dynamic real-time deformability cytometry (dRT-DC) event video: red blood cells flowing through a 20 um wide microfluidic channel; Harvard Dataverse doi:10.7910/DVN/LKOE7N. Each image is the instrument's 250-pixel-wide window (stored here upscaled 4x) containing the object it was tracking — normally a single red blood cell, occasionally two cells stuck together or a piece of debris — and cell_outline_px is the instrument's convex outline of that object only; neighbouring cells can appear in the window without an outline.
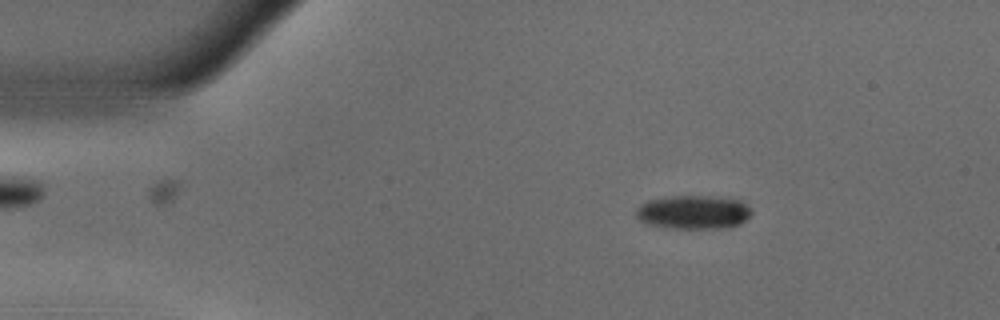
{"species": "common noctule bat (a hibernating species)", "species_latin": "Nyctalus noctula", "temperature_condition": "warm", "stored_images_in_passage": 54, "camera_frame_rate_fps": 3000, "um_per_image_px": 0.085, "animal": {"sex": "male", "body_mass_g": 18.8}, "frame": {"image": 1, "passage_image": 8, "time_ms": 2.333, "image_size_px": [1000, 320], "cell_outline_px": [[752, 212], [740, 224], [728, 228], [664, 228], [644, 224], [636, 216], [636, 208], [640, 204], [648, 200], [676, 196], [712, 196], [740, 200], [752, 208]], "centroid_in_image_um": [58.92, 18.04], "position_along_channel_um": 26.1, "area_um2": 22.89}}
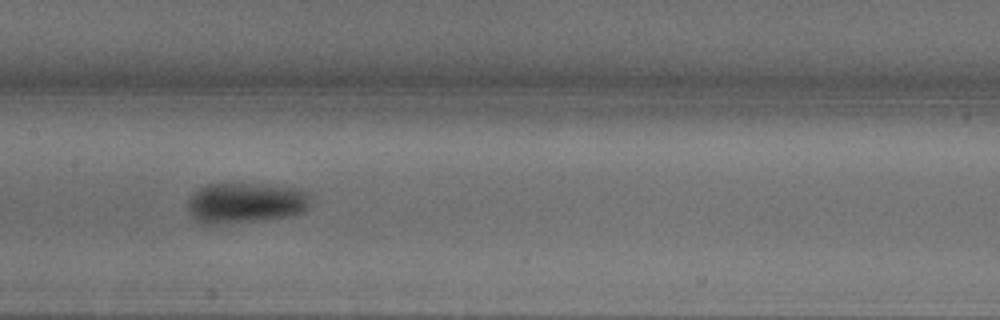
{"frame": {"image": 2, "passage_image": 26, "time_ms": 8.333, "image_size_px": [1000, 320], "cell_outline_px": [[312, 196], [308, 208], [304, 212], [292, 216], [264, 220], [228, 224], [200, 224], [188, 212], [188, 196], [192, 192], [208, 184], [264, 184], [300, 188], [308, 192]], "centroid_in_image_um": [20.9, 17.25], "position_along_channel_um": 186.5, "area_um2": 29.77}}
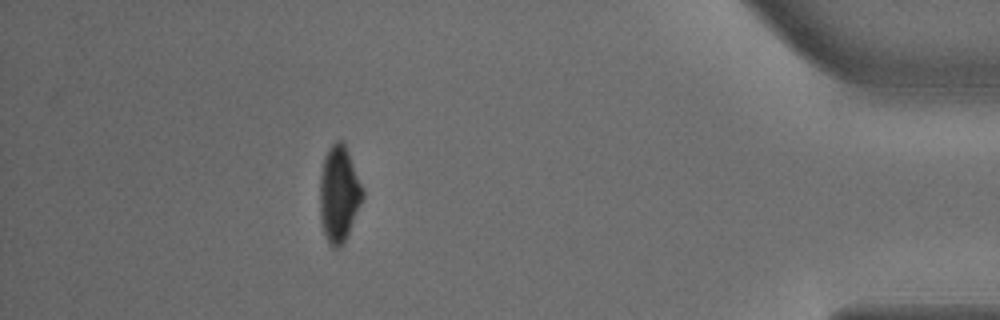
{"frame": {"image": 3, "passage_image": 48, "time_ms": 15.667, "image_size_px": [1000, 320], "cell_outline_px": [[364, 196], [344, 244], [336, 248], [332, 248], [328, 244], [320, 220], [320, 176], [324, 156], [328, 148], [336, 140], [344, 140], [364, 188]], "centroid_in_image_um": [28.82, 16.46], "position_along_channel_um": 406.4, "area_um2": 24.39}, "authors_computed_cell_mechanics": {"area_um2": 25.432, "velocity_mm_per_s": 3.6937, "shape_relaxation_time_tau1_ms": 2.9763, "shape_relaxation_time_tau2_ms": 2.8831, "deformation_change_tau1": 0.1437, "deformation_change_tau2": 0.0495}}